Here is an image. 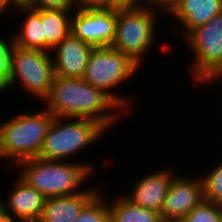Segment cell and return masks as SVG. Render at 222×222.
I'll use <instances>...</instances> for the list:
<instances>
[{
    "mask_svg": "<svg viewBox=\"0 0 222 222\" xmlns=\"http://www.w3.org/2000/svg\"><path fill=\"white\" fill-rule=\"evenodd\" d=\"M43 100L45 109L54 117L87 118L101 123L107 130L125 113L108 94L83 78L55 75Z\"/></svg>",
    "mask_w": 222,
    "mask_h": 222,
    "instance_id": "1",
    "label": "cell"
},
{
    "mask_svg": "<svg viewBox=\"0 0 222 222\" xmlns=\"http://www.w3.org/2000/svg\"><path fill=\"white\" fill-rule=\"evenodd\" d=\"M68 162L33 158L16 165L19 177L48 198L82 192V184L95 173L89 162Z\"/></svg>",
    "mask_w": 222,
    "mask_h": 222,
    "instance_id": "2",
    "label": "cell"
},
{
    "mask_svg": "<svg viewBox=\"0 0 222 222\" xmlns=\"http://www.w3.org/2000/svg\"><path fill=\"white\" fill-rule=\"evenodd\" d=\"M26 113L5 119L0 124L1 154L3 159L13 160V167L20 161L38 158L54 117L45 108Z\"/></svg>",
    "mask_w": 222,
    "mask_h": 222,
    "instance_id": "3",
    "label": "cell"
},
{
    "mask_svg": "<svg viewBox=\"0 0 222 222\" xmlns=\"http://www.w3.org/2000/svg\"><path fill=\"white\" fill-rule=\"evenodd\" d=\"M107 131L101 123L91 119L53 117L38 158L70 161L71 155L74 156L86 147H91V144L95 141L97 143Z\"/></svg>",
    "mask_w": 222,
    "mask_h": 222,
    "instance_id": "4",
    "label": "cell"
},
{
    "mask_svg": "<svg viewBox=\"0 0 222 222\" xmlns=\"http://www.w3.org/2000/svg\"><path fill=\"white\" fill-rule=\"evenodd\" d=\"M158 11L142 7L117 9L115 35L111 47L129 56L140 67L157 41ZM157 19V20H156ZM155 36V37H154Z\"/></svg>",
    "mask_w": 222,
    "mask_h": 222,
    "instance_id": "5",
    "label": "cell"
},
{
    "mask_svg": "<svg viewBox=\"0 0 222 222\" xmlns=\"http://www.w3.org/2000/svg\"><path fill=\"white\" fill-rule=\"evenodd\" d=\"M140 72V66L136 64L129 56L116 51L110 47H94L83 79L95 88L103 90L108 94L123 110L128 113L129 97L120 96L114 93V90L123 82L132 79V76ZM128 106V108H127ZM127 109V110H126Z\"/></svg>",
    "mask_w": 222,
    "mask_h": 222,
    "instance_id": "6",
    "label": "cell"
},
{
    "mask_svg": "<svg viewBox=\"0 0 222 222\" xmlns=\"http://www.w3.org/2000/svg\"><path fill=\"white\" fill-rule=\"evenodd\" d=\"M52 53L23 48L14 43L11 46L10 72L5 85L8 91L17 80L23 87L24 93H30L36 99H43L48 95L54 75Z\"/></svg>",
    "mask_w": 222,
    "mask_h": 222,
    "instance_id": "7",
    "label": "cell"
},
{
    "mask_svg": "<svg viewBox=\"0 0 222 222\" xmlns=\"http://www.w3.org/2000/svg\"><path fill=\"white\" fill-rule=\"evenodd\" d=\"M193 52L190 74L195 81L207 83L222 78V12L184 38Z\"/></svg>",
    "mask_w": 222,
    "mask_h": 222,
    "instance_id": "8",
    "label": "cell"
},
{
    "mask_svg": "<svg viewBox=\"0 0 222 222\" xmlns=\"http://www.w3.org/2000/svg\"><path fill=\"white\" fill-rule=\"evenodd\" d=\"M117 20L114 10L75 9L71 15V33L93 47H110Z\"/></svg>",
    "mask_w": 222,
    "mask_h": 222,
    "instance_id": "9",
    "label": "cell"
},
{
    "mask_svg": "<svg viewBox=\"0 0 222 222\" xmlns=\"http://www.w3.org/2000/svg\"><path fill=\"white\" fill-rule=\"evenodd\" d=\"M175 175L163 201L160 217L163 222H179L204 200L202 178Z\"/></svg>",
    "mask_w": 222,
    "mask_h": 222,
    "instance_id": "10",
    "label": "cell"
},
{
    "mask_svg": "<svg viewBox=\"0 0 222 222\" xmlns=\"http://www.w3.org/2000/svg\"><path fill=\"white\" fill-rule=\"evenodd\" d=\"M93 48L70 33L51 51L54 75L83 78Z\"/></svg>",
    "mask_w": 222,
    "mask_h": 222,
    "instance_id": "11",
    "label": "cell"
},
{
    "mask_svg": "<svg viewBox=\"0 0 222 222\" xmlns=\"http://www.w3.org/2000/svg\"><path fill=\"white\" fill-rule=\"evenodd\" d=\"M174 172L171 169H159L146 174L136 181L129 194L124 196L133 204L160 213L163 201L168 193Z\"/></svg>",
    "mask_w": 222,
    "mask_h": 222,
    "instance_id": "12",
    "label": "cell"
},
{
    "mask_svg": "<svg viewBox=\"0 0 222 222\" xmlns=\"http://www.w3.org/2000/svg\"><path fill=\"white\" fill-rule=\"evenodd\" d=\"M100 191L98 187L83 189L67 196L48 197L41 211L40 222H74L83 207Z\"/></svg>",
    "mask_w": 222,
    "mask_h": 222,
    "instance_id": "13",
    "label": "cell"
},
{
    "mask_svg": "<svg viewBox=\"0 0 222 222\" xmlns=\"http://www.w3.org/2000/svg\"><path fill=\"white\" fill-rule=\"evenodd\" d=\"M13 190L8 194L5 210L11 220L39 219L46 197L17 177Z\"/></svg>",
    "mask_w": 222,
    "mask_h": 222,
    "instance_id": "14",
    "label": "cell"
},
{
    "mask_svg": "<svg viewBox=\"0 0 222 222\" xmlns=\"http://www.w3.org/2000/svg\"><path fill=\"white\" fill-rule=\"evenodd\" d=\"M222 12V0H179L167 14L179 21L184 38L191 30L204 25ZM185 29V30H184Z\"/></svg>",
    "mask_w": 222,
    "mask_h": 222,
    "instance_id": "15",
    "label": "cell"
},
{
    "mask_svg": "<svg viewBox=\"0 0 222 222\" xmlns=\"http://www.w3.org/2000/svg\"><path fill=\"white\" fill-rule=\"evenodd\" d=\"M71 11L41 9L44 51L51 53L71 33Z\"/></svg>",
    "mask_w": 222,
    "mask_h": 222,
    "instance_id": "16",
    "label": "cell"
},
{
    "mask_svg": "<svg viewBox=\"0 0 222 222\" xmlns=\"http://www.w3.org/2000/svg\"><path fill=\"white\" fill-rule=\"evenodd\" d=\"M22 12L24 20L19 31L13 34V43L30 49H39L44 51V36L41 23V9L30 7L15 8L14 11ZM26 18V19H25ZM21 27V28H20Z\"/></svg>",
    "mask_w": 222,
    "mask_h": 222,
    "instance_id": "17",
    "label": "cell"
},
{
    "mask_svg": "<svg viewBox=\"0 0 222 222\" xmlns=\"http://www.w3.org/2000/svg\"><path fill=\"white\" fill-rule=\"evenodd\" d=\"M115 200L109 203V222H163L159 212L135 205L124 195Z\"/></svg>",
    "mask_w": 222,
    "mask_h": 222,
    "instance_id": "18",
    "label": "cell"
},
{
    "mask_svg": "<svg viewBox=\"0 0 222 222\" xmlns=\"http://www.w3.org/2000/svg\"><path fill=\"white\" fill-rule=\"evenodd\" d=\"M102 193L99 191L83 207L74 222H109V202L105 201Z\"/></svg>",
    "mask_w": 222,
    "mask_h": 222,
    "instance_id": "19",
    "label": "cell"
},
{
    "mask_svg": "<svg viewBox=\"0 0 222 222\" xmlns=\"http://www.w3.org/2000/svg\"><path fill=\"white\" fill-rule=\"evenodd\" d=\"M179 222H222V205L203 200Z\"/></svg>",
    "mask_w": 222,
    "mask_h": 222,
    "instance_id": "20",
    "label": "cell"
},
{
    "mask_svg": "<svg viewBox=\"0 0 222 222\" xmlns=\"http://www.w3.org/2000/svg\"><path fill=\"white\" fill-rule=\"evenodd\" d=\"M201 178L204 186V200L222 205V161Z\"/></svg>",
    "mask_w": 222,
    "mask_h": 222,
    "instance_id": "21",
    "label": "cell"
},
{
    "mask_svg": "<svg viewBox=\"0 0 222 222\" xmlns=\"http://www.w3.org/2000/svg\"><path fill=\"white\" fill-rule=\"evenodd\" d=\"M0 37V93L5 91V85L9 78L10 72V55L13 37L10 36V41H6Z\"/></svg>",
    "mask_w": 222,
    "mask_h": 222,
    "instance_id": "22",
    "label": "cell"
},
{
    "mask_svg": "<svg viewBox=\"0 0 222 222\" xmlns=\"http://www.w3.org/2000/svg\"><path fill=\"white\" fill-rule=\"evenodd\" d=\"M77 7L78 0H32L30 5V8L33 9H54L72 12Z\"/></svg>",
    "mask_w": 222,
    "mask_h": 222,
    "instance_id": "23",
    "label": "cell"
},
{
    "mask_svg": "<svg viewBox=\"0 0 222 222\" xmlns=\"http://www.w3.org/2000/svg\"><path fill=\"white\" fill-rule=\"evenodd\" d=\"M81 10H113V0H78Z\"/></svg>",
    "mask_w": 222,
    "mask_h": 222,
    "instance_id": "24",
    "label": "cell"
},
{
    "mask_svg": "<svg viewBox=\"0 0 222 222\" xmlns=\"http://www.w3.org/2000/svg\"><path fill=\"white\" fill-rule=\"evenodd\" d=\"M179 0H144V7L159 11L161 13H169Z\"/></svg>",
    "mask_w": 222,
    "mask_h": 222,
    "instance_id": "25",
    "label": "cell"
},
{
    "mask_svg": "<svg viewBox=\"0 0 222 222\" xmlns=\"http://www.w3.org/2000/svg\"><path fill=\"white\" fill-rule=\"evenodd\" d=\"M142 7H144V0H113V10Z\"/></svg>",
    "mask_w": 222,
    "mask_h": 222,
    "instance_id": "26",
    "label": "cell"
},
{
    "mask_svg": "<svg viewBox=\"0 0 222 222\" xmlns=\"http://www.w3.org/2000/svg\"><path fill=\"white\" fill-rule=\"evenodd\" d=\"M32 0H5V11L13 10L20 7H30Z\"/></svg>",
    "mask_w": 222,
    "mask_h": 222,
    "instance_id": "27",
    "label": "cell"
},
{
    "mask_svg": "<svg viewBox=\"0 0 222 222\" xmlns=\"http://www.w3.org/2000/svg\"><path fill=\"white\" fill-rule=\"evenodd\" d=\"M0 222H10L8 214L5 210L4 202L0 201Z\"/></svg>",
    "mask_w": 222,
    "mask_h": 222,
    "instance_id": "28",
    "label": "cell"
},
{
    "mask_svg": "<svg viewBox=\"0 0 222 222\" xmlns=\"http://www.w3.org/2000/svg\"><path fill=\"white\" fill-rule=\"evenodd\" d=\"M10 222H40L39 219H14Z\"/></svg>",
    "mask_w": 222,
    "mask_h": 222,
    "instance_id": "29",
    "label": "cell"
},
{
    "mask_svg": "<svg viewBox=\"0 0 222 222\" xmlns=\"http://www.w3.org/2000/svg\"><path fill=\"white\" fill-rule=\"evenodd\" d=\"M6 14L5 12V0H0V15L1 14Z\"/></svg>",
    "mask_w": 222,
    "mask_h": 222,
    "instance_id": "30",
    "label": "cell"
},
{
    "mask_svg": "<svg viewBox=\"0 0 222 222\" xmlns=\"http://www.w3.org/2000/svg\"><path fill=\"white\" fill-rule=\"evenodd\" d=\"M1 159H3V156H2V154H1V150H0V160H1Z\"/></svg>",
    "mask_w": 222,
    "mask_h": 222,
    "instance_id": "31",
    "label": "cell"
}]
</instances>
